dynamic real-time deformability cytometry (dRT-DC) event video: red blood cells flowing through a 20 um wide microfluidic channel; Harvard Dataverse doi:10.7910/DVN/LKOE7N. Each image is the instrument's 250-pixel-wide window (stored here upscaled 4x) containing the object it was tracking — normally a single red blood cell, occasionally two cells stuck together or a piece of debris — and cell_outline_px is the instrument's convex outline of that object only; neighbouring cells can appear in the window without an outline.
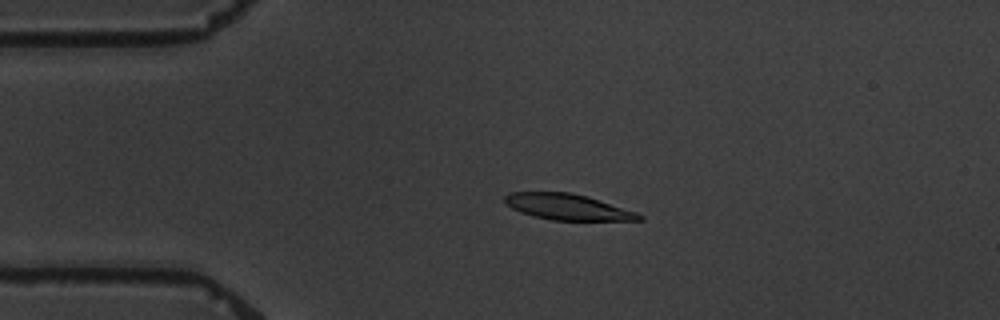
{"species": "common noctule bat (a hibernating species)", "species_latin": "Nyctalus noctula", "temperature_condition": "warm", "stored_images_in_passage": 4, "camera_frame_rate_fps": 3000, "um_per_image_px": 0.085, "animal": {"sex": "male", "body_mass_g": 19.5, "forearm_length_mm": 54.6}, "frame": {"image": 1, "passage_image": 3, "time_ms": 2.333, "image_size_px": [1000, 320], "cell_outline_px": [[644, 220], [552, 220], [532, 216], [520, 212], [504, 204], [504, 196], [508, 192], [572, 192], [588, 196], [636, 212], [644, 216]], "centroid_in_image_um": [48.21, 17.58], "position_along_channel_um": 36.8, "area_um2": 20.4}}